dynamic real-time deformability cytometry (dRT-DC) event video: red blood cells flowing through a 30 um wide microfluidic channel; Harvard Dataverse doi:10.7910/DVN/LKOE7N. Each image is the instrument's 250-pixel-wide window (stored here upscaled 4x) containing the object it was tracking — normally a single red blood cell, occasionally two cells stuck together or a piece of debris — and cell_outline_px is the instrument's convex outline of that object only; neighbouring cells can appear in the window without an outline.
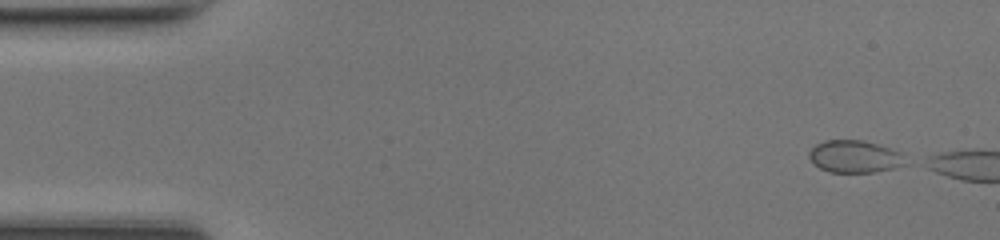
{"species": "common noctule bat (a hibernating species)", "species_latin": "Nyctalus noctula", "temperature_condition": "room temperature", "stored_images_in_passage": 4, "camera_frame_rate_fps": 3000, "um_per_image_px": 0.085, "animal": {"sex": "female", "body_mass_g": 17.0, "forearm_length_mm": 48.0}, "frame": {"image": 1, "passage_image": 1, "time_ms": 0.0, "image_size_px": [1000, 240], "cell_outline_px": [[912, 164], [876, 172], [828, 172], [812, 164], [808, 156], [808, 152], [816, 144], [824, 140], [860, 140], [876, 144], [900, 152]], "centroid_in_image_um": [72.67, 13.32], "position_along_channel_um": 12.3, "area_um2": 18.44}}